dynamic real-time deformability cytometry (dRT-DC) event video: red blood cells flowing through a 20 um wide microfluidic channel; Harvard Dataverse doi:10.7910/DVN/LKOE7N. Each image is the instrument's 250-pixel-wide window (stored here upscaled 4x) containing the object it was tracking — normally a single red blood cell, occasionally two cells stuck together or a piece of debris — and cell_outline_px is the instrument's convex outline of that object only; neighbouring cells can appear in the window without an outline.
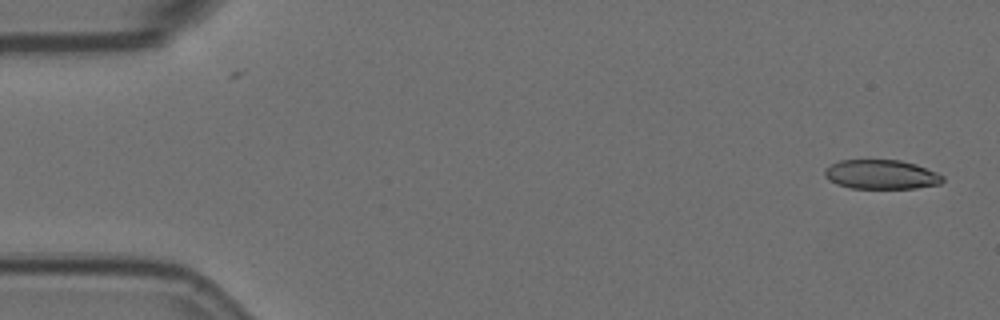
{"species": "Egyptian fruit bat (a non-hibernating species)", "species_latin": "Rousettus aegyptiacus", "temperature_condition": "room temperature", "stored_images_in_passage": 4, "camera_frame_rate_fps": 3000, "um_per_image_px": 0.085, "animal": {"sex": "female"}, "frame": {"image": 1, "passage_image": 1, "time_ms": 0.0, "image_size_px": [1000, 320], "cell_outline_px": [[944, 180], [940, 184], [916, 188], [852, 188], [836, 184], [828, 180], [824, 176], [824, 172], [832, 164], [840, 160], [900, 160], [916, 164], [936, 172], [944, 176]], "centroid_in_image_um": [74.92, 14.83], "position_along_channel_um": 10.1, "area_um2": 20.11}}